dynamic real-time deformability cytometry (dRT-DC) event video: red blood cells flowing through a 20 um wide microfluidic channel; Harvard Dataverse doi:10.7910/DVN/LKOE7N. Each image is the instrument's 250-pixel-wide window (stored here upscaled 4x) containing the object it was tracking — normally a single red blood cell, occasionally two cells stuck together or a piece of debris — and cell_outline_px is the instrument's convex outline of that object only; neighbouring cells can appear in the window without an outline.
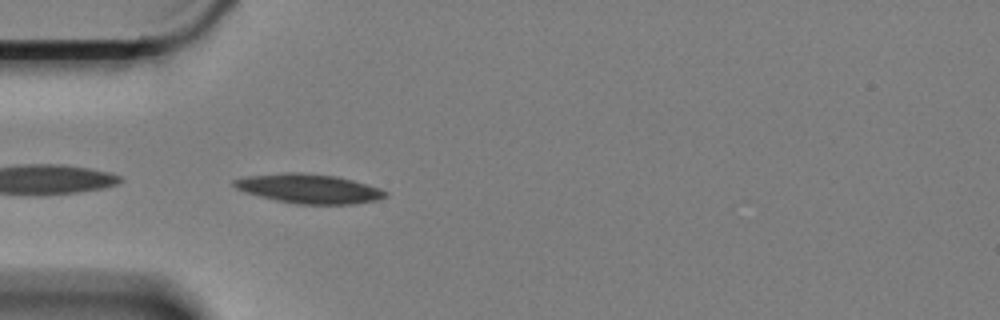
{"species": "Egyptian fruit bat (a non-hibernating species)", "species_latin": "Rousettus aegyptiacus", "temperature_condition": "cold", "stored_images_in_passage": 5, "camera_frame_rate_fps": 3000, "um_per_image_px": 0.085, "animal": {"sex": "female"}, "frame": {"image": 1, "passage_image": 5, "time_ms": 1.333, "image_size_px": [1000, 320], "cell_outline_px": [[388, 196], [376, 200], [352, 204], [300, 204], [280, 200], [248, 192], [236, 188], [232, 184], [232, 180], [248, 176], [284, 172], [300, 172], [336, 176], [352, 180], [380, 188], [388, 192]], "centroid_in_image_um": [26.31, 16.02], "position_along_channel_um": 58.7, "area_um2": 25.43}}